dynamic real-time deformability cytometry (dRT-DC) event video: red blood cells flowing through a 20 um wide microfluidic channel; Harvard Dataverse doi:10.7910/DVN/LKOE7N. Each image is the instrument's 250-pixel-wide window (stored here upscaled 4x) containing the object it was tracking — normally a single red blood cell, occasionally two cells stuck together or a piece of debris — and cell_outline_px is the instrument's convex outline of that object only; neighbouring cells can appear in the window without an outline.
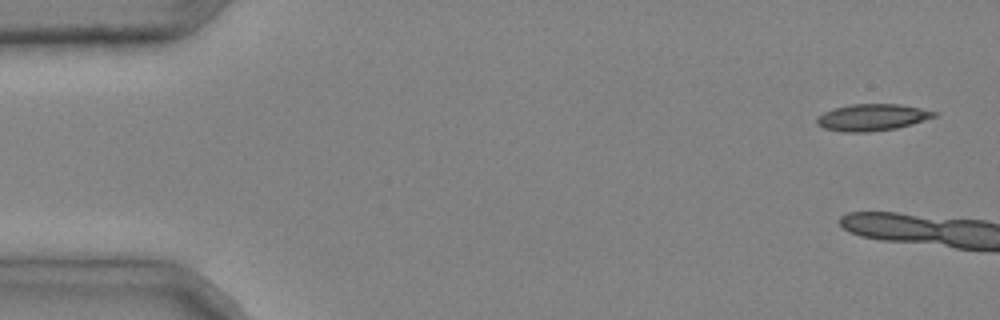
{"species": "common noctule bat (a hibernating species)", "species_latin": "Nyctalus noctula", "temperature_condition": "cold", "stored_images_in_passage": 4, "camera_frame_rate_fps": 3000, "um_per_image_px": 0.085, "animal": {"sex": "male", "body_mass_g": 20.4}, "frame": {"image": 1, "passage_image": 1, "time_ms": 0.0, "image_size_px": [1000, 320], "cell_outline_px": [[940, 112], [936, 116], [912, 124], [896, 128], [868, 132], [844, 132], [824, 128], [816, 124], [816, 116], [832, 108], [852, 104], [900, 104]], "centroid_in_image_um": [74.11, 9.97], "position_along_channel_um": 10.9, "area_um2": 18.38}}